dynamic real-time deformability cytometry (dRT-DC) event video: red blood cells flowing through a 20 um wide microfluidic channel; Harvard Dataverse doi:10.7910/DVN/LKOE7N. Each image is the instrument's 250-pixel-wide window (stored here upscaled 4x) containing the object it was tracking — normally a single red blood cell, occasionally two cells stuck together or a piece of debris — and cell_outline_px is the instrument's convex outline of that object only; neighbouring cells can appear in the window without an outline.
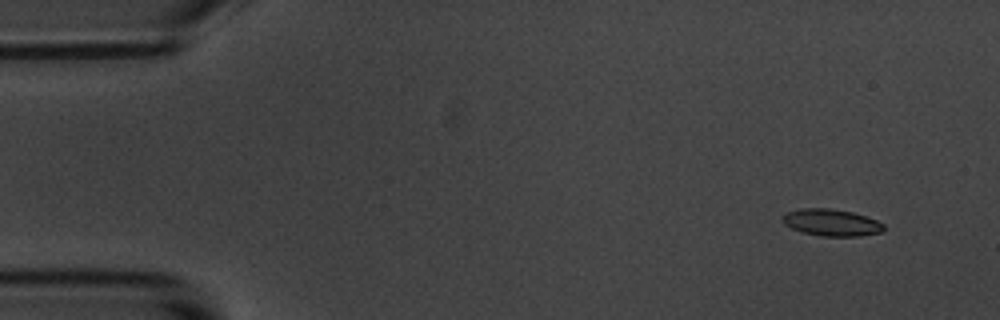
{"species": "common noctule bat (a hibernating species)", "species_latin": "Nyctalus noctula", "temperature_condition": "room temperature", "stored_images_in_passage": 7, "camera_frame_rate_fps": 3000, "um_per_image_px": 0.085, "animal": {"sex": "male", "body_mass_g": 20.1, "forearm_length_mm": 53.5}, "frame": {"image": 1, "passage_image": 1, "time_ms": 0.0, "image_size_px": [1000, 320], "cell_outline_px": [[884, 228], [880, 232], [860, 236], [824, 236], [804, 232], [792, 228], [784, 224], [784, 216], [788, 212], [804, 208], [828, 208], [852, 212], [876, 220], [884, 224]], "centroid_in_image_um": [70.7, 18.92], "position_along_channel_um": 14.3, "area_um2": 15.43}}
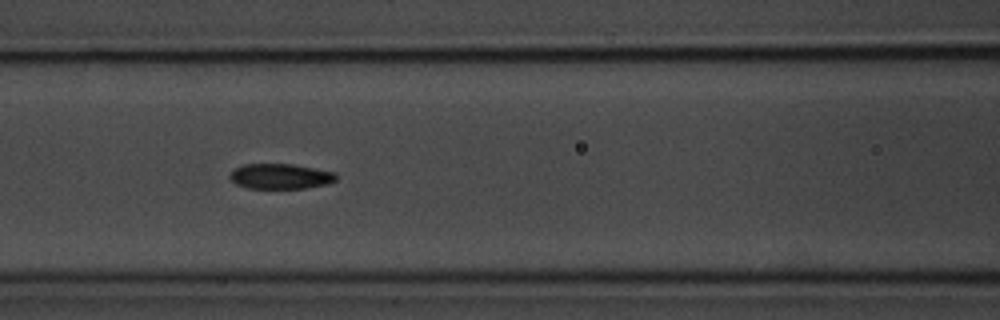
{"frame": {"image": 2, "passage_image": 6, "time_ms": 6.667, "image_size_px": [1000, 320], "cell_outline_px": [[336, 180], [328, 184], [304, 188], [248, 188], [236, 184], [228, 176], [236, 168], [244, 164], [292, 164], [336, 172]], "centroid_in_image_um": [23.85, 14.98], "position_along_channel_um": 142.7, "area_um2": 15.55}}
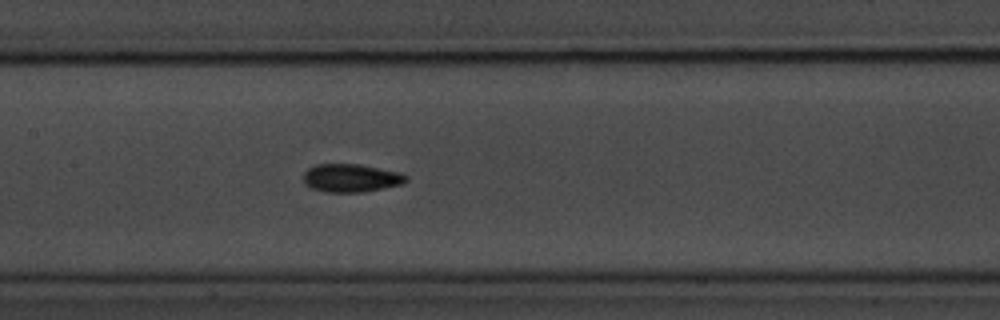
{"frame": {"image": 3, "passage_image": 7, "time_ms": 7.667, "image_size_px": [1000, 320], "cell_outline_px": [[408, 180], [404, 184], [364, 192], [324, 192], [312, 188], [304, 184], [304, 172], [308, 168], [316, 164], [360, 164], [400, 172], [408, 176]], "centroid_in_image_um": [29.86, 15.13], "position_along_channel_um": 177.5, "area_um2": 17.05}}